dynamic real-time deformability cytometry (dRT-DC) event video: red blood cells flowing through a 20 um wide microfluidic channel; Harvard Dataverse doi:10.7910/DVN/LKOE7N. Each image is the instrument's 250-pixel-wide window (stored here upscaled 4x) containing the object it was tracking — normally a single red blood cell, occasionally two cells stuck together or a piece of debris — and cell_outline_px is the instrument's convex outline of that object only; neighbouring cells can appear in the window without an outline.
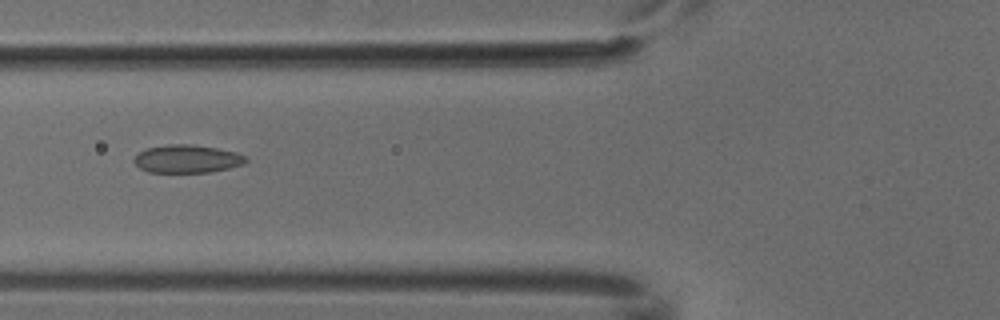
{"species": "common noctule bat (a hibernating species)", "species_latin": "Nyctalus noctula", "temperature_condition": "cold", "stored_images_in_passage": 5, "camera_frame_rate_fps": 3000, "um_per_image_px": 0.085, "animal": {"sex": "male", "body_mass_g": 18.8}, "frame": {"image": 1, "passage_image": 4, "time_ms": 1.0, "image_size_px": [1000, 320], "cell_outline_px": [[248, 160], [244, 164], [228, 168], [208, 172], [148, 172], [140, 168], [132, 160], [144, 148], [168, 144], [188, 144], [216, 148], [236, 152], [244, 156]], "centroid_in_image_um": [15.88, 13.5], "position_along_channel_um": 109.9, "area_um2": 18.15}}
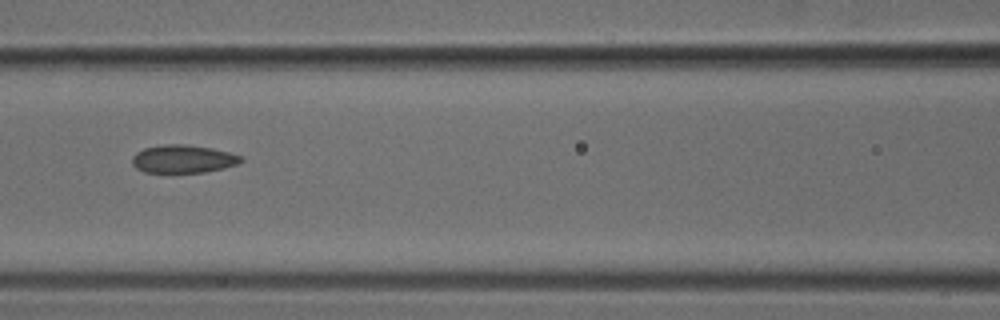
{"frame": {"image": 2, "passage_image": 5, "time_ms": 1.333, "image_size_px": [1000, 320], "cell_outline_px": [[244, 160], [236, 164], [224, 168], [204, 172], [144, 172], [136, 168], [132, 164], [132, 156], [136, 152], [144, 148], [164, 144], [184, 144], [212, 148], [244, 156]], "centroid_in_image_um": [15.56, 13.5], "position_along_channel_um": 151.0, "area_um2": 17.8}}